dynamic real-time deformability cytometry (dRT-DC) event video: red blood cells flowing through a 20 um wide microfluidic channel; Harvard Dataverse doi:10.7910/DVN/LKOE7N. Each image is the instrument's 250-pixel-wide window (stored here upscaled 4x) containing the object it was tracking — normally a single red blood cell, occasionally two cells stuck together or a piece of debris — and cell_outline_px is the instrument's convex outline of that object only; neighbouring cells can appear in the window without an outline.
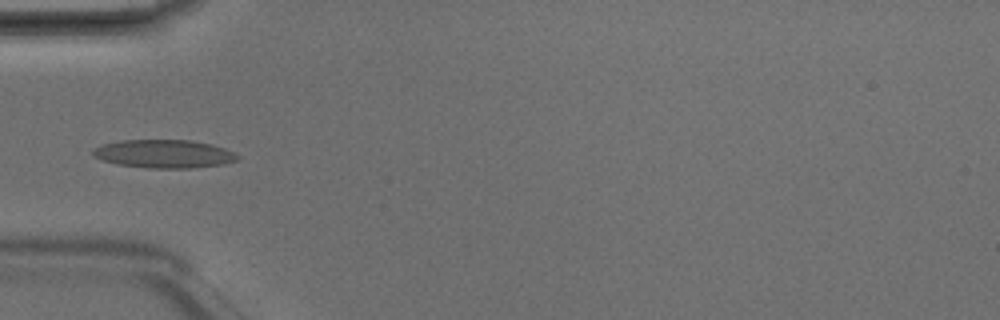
{"species": "Egyptian fruit bat (a non-hibernating species)", "species_latin": "Rousettus aegyptiacus", "temperature_condition": "room temperature", "stored_images_in_passage": 5, "camera_frame_rate_fps": 3000, "um_per_image_px": 0.085, "animal": {"sex": "male"}, "frame": {"image": 1, "passage_image": 5, "time_ms": 1.333, "image_size_px": [1000, 320], "cell_outline_px": [[240, 156], [236, 160], [224, 164], [192, 168], [148, 168], [116, 164], [100, 160], [92, 156], [92, 148], [100, 144], [120, 140], [192, 140], [212, 144], [224, 148]], "centroid_in_image_um": [13.87, 13.07], "position_along_channel_um": 71.1, "area_um2": 24.1}}